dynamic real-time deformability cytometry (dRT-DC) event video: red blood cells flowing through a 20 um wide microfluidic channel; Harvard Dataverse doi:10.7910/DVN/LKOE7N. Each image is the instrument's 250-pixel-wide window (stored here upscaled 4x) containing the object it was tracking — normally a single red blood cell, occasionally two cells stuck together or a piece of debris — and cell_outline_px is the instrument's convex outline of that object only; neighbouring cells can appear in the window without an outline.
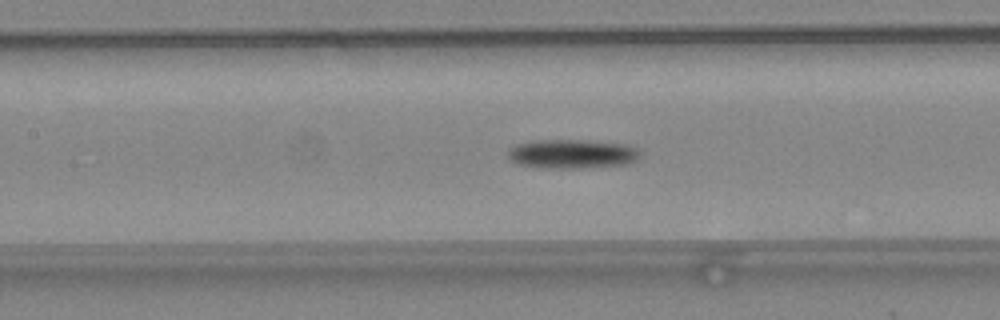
{"species": "common noctule bat (a hibernating species)", "species_latin": "Nyctalus noctula", "temperature_condition": "warm", "stored_images_in_passage": 42, "camera_frame_rate_fps": 3000, "um_per_image_px": 0.085, "animal": {"sex": "female", "body_mass_g": 24.6, "forearm_length_mm": 56.2}, "frame": {"image": 1, "passage_image": 17, "time_ms": 5.333, "image_size_px": [1000, 320], "cell_outline_px": [[640, 156], [636, 160], [628, 164], [584, 168], [540, 168], [516, 164], [508, 156], [508, 152], [516, 144], [532, 140], [580, 140], [628, 144], [640, 148]], "centroid_in_image_um": [48.66, 13.08], "position_along_channel_um": 158.7, "area_um2": 22.72}}
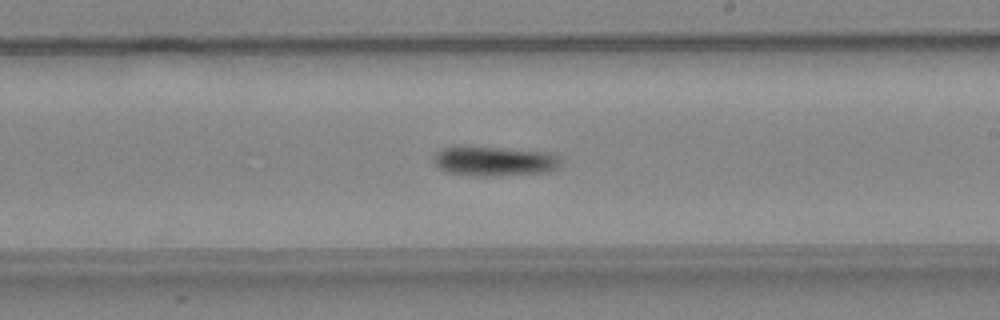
{"frame": {"image": 2, "passage_image": 23, "time_ms": 7.333, "image_size_px": [1000, 320], "cell_outline_px": [[560, 168], [548, 172], [500, 176], [472, 176], [444, 172], [432, 160], [432, 156], [440, 148], [500, 148], [548, 152], [560, 156]], "centroid_in_image_um": [42.05, 13.73], "position_along_channel_um": 246.9, "area_um2": 21.96}}
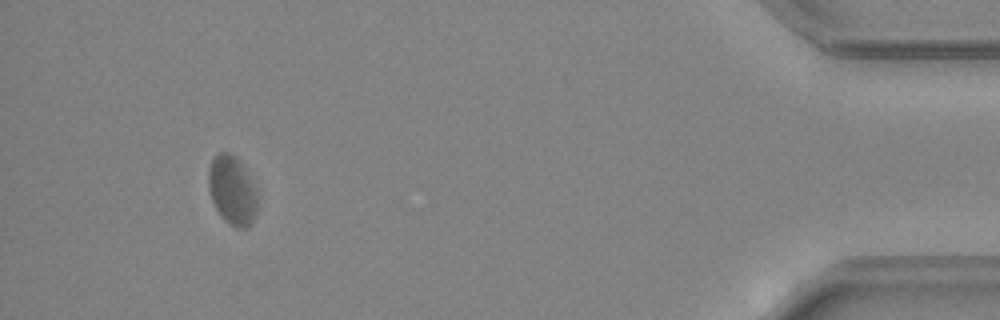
{"frame": {"image": 3, "passage_image": 39, "time_ms": 12.667, "image_size_px": [1000, 320], "cell_outline_px": [[256, 212], [252, 224], [248, 228], [236, 228], [228, 224], [224, 220], [216, 208], [212, 200], [208, 188], [208, 168], [212, 160], [220, 152], [228, 152], [240, 160], [256, 188]], "centroid_in_image_um": [19.73, 16.2], "position_along_channel_um": 415.5, "area_um2": 19.77}, "authors_computed_cell_mechanics": {"area_um2": 21.2993, "velocity_mm_per_s": 4.4367, "shape_relaxation_time_tau1_ms": 4.6909, "shape_relaxation_time_tau2_ms": null, "deformation_change_tau1": 0.1149, "deformation_change_tau2": null}}